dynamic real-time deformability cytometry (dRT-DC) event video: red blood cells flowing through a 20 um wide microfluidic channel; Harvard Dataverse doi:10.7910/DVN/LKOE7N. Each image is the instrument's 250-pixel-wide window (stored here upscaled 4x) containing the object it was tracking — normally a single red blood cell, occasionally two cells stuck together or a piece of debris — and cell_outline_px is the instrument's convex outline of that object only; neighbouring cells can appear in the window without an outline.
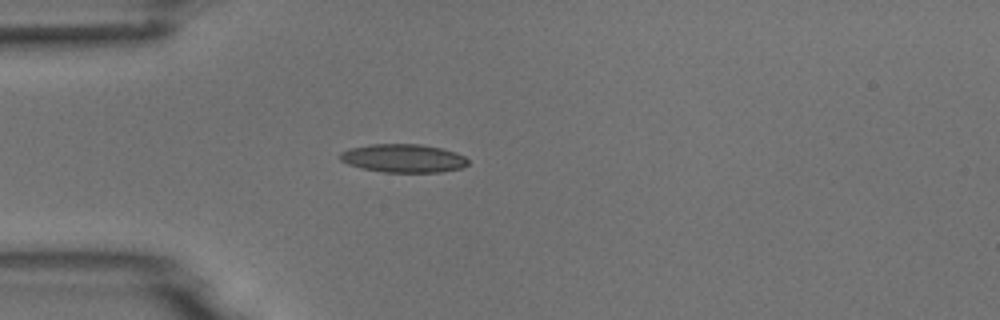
{"species": "common noctule bat (a hibernating species)", "species_latin": "Nyctalus noctula", "temperature_condition": "room temperature", "stored_images_in_passage": 4, "camera_frame_rate_fps": 3000, "um_per_image_px": 0.085, "animal": {"sex": "male", "body_mass_g": 18.8}, "frame": {"image": 1, "passage_image": 3, "time_ms": 3.333, "image_size_px": [1000, 320], "cell_outline_px": [[468, 164], [460, 168], [440, 172], [384, 172], [360, 168], [348, 164], [340, 160], [340, 152], [348, 148], [368, 144], [420, 144], [440, 148], [456, 152], [464, 156], [468, 160]], "centroid_in_image_um": [34.25, 13.45], "position_along_channel_um": 50.8, "area_um2": 21.21}}